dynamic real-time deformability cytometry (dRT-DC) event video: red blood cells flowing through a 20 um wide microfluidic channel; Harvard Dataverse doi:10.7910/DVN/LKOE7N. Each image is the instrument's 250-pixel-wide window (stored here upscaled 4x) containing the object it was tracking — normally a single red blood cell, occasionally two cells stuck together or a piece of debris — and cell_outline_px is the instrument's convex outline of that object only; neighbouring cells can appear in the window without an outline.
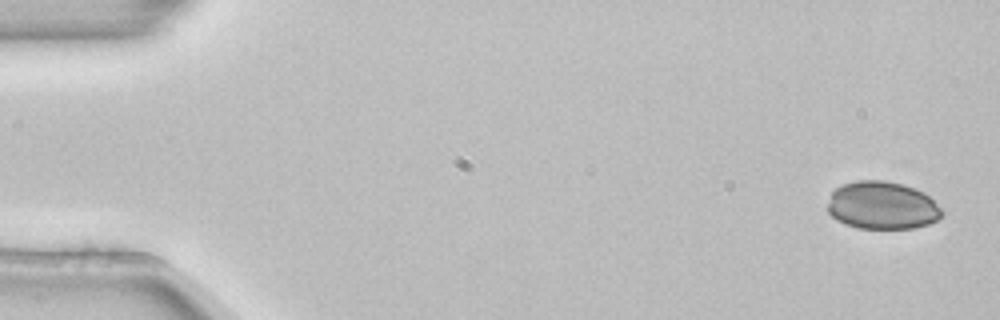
{"species": "common noctule bat (a hibernating species)", "species_latin": "Nyctalus noctula", "temperature_condition": "room temperature", "stored_images_in_passage": 5, "camera_frame_rate_fps": 3000, "um_per_image_px": 0.085, "animal": {"sex": "female", "body_mass_g": 22.7, "forearm_length_mm": 54.2}, "frame": {"image": 1, "passage_image": 1, "time_ms": 0.0, "image_size_px": [1000, 320], "cell_outline_px": [[944, 212], [936, 220], [928, 224], [912, 228], [860, 228], [844, 224], [836, 220], [828, 212], [828, 204], [832, 192], [836, 188], [844, 184], [856, 180], [884, 180], [904, 184], [924, 192]], "centroid_in_image_um": [74.97, 17.45], "position_along_channel_um": 10.0, "area_um2": 31.73}}